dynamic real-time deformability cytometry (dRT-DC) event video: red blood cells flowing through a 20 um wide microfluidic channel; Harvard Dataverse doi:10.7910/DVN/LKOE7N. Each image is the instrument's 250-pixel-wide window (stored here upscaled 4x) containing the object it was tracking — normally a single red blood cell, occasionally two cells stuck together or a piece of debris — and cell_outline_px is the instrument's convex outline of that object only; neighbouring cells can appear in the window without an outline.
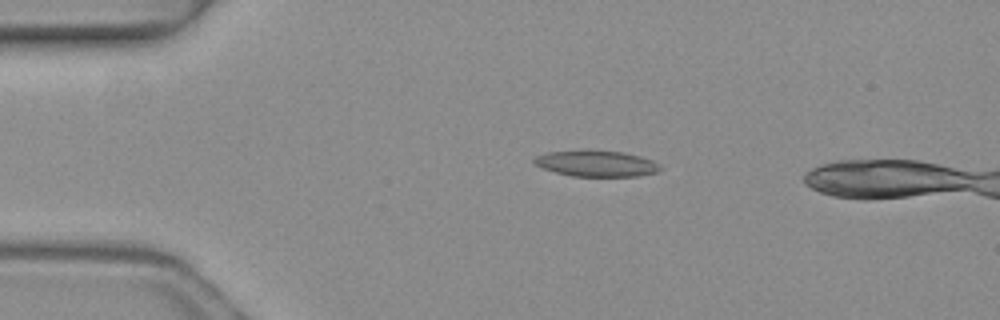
{"species": "common noctule bat (a hibernating species)", "species_latin": "Nyctalus noctula", "temperature_condition": "warm", "stored_images_in_passage": 2, "camera_frame_rate_fps": 3000, "um_per_image_px": 0.085, "animal": {"sex": "female", "body_mass_g": 19.3, "forearm_length_mm": 54.1}, "frame": {"image": 1, "passage_image": 1, "time_ms": 0.0, "image_size_px": [1000, 320], "cell_outline_px": [[664, 168], [656, 172], [640, 176], [572, 176], [556, 172], [544, 168], [536, 164], [532, 160], [536, 156], [548, 152], [588, 148], [624, 152], [640, 156], [652, 160], [660, 164]], "centroid_in_image_um": [50.72, 13.87], "position_along_channel_um": 34.3, "area_um2": 19.59}}